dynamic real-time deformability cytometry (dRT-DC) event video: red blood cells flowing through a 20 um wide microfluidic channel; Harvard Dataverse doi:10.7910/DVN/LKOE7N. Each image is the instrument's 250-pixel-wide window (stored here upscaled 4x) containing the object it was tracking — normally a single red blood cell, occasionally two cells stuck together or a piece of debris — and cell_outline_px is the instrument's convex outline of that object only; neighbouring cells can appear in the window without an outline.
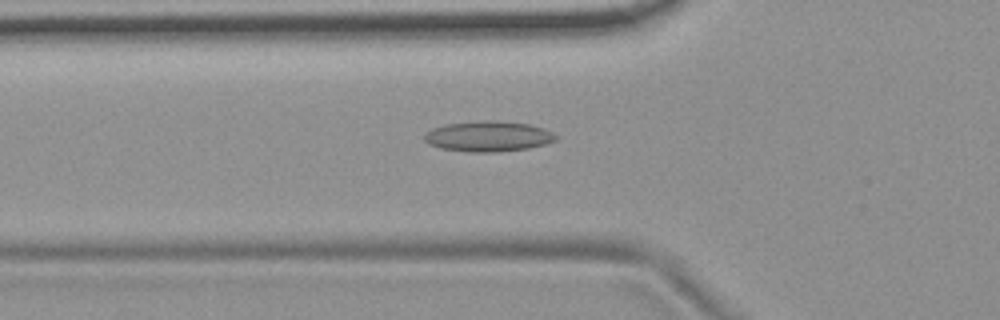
{"species": "common noctule bat (a hibernating species)", "species_latin": "Nyctalus noctula", "temperature_condition": "room temperature", "stored_images_in_passage": 41, "camera_frame_rate_fps": 3000, "um_per_image_px": 0.085, "animal": {"sex": "female", "body_mass_g": 19.9}, "frame": {"image": 1, "passage_image": 6, "time_ms": 1.667, "image_size_px": [1000, 320], "cell_outline_px": [[560, 136], [556, 140], [544, 144], [528, 148], [496, 152], [472, 152], [440, 148], [428, 144], [424, 140], [424, 132], [432, 128], [444, 124], [484, 120], [496, 120], [528, 124], [544, 128]], "centroid_in_image_um": [41.48, 11.58], "position_along_channel_um": 84.3, "area_um2": 23.52}}
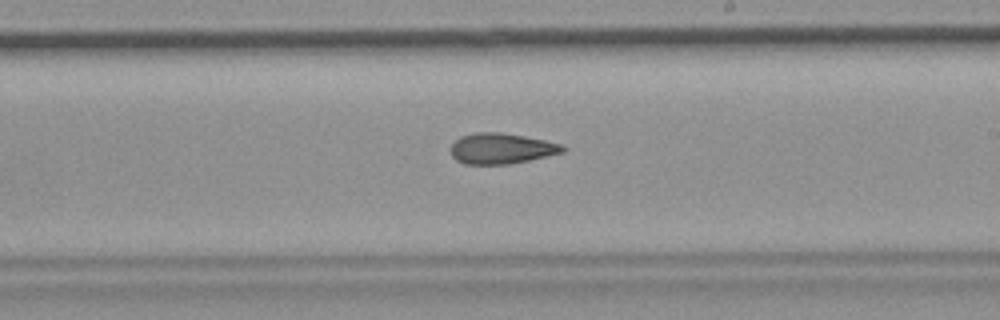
{"frame": {"image": 2, "passage_image": 19, "time_ms": 6.0, "image_size_px": [1000, 320], "cell_outline_px": [[564, 152], [528, 160], [508, 164], [464, 164], [456, 160], [452, 156], [452, 144], [460, 136], [476, 132], [500, 132], [524, 136], [544, 140], [560, 144], [564, 148]], "centroid_in_image_um": [42.58, 12.62], "position_along_channel_um": 246.4, "area_um2": 19.77}}
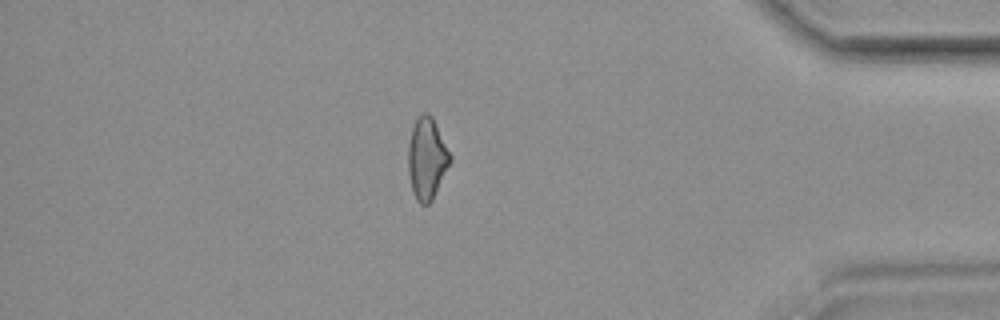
{"frame": {"image": 3, "passage_image": 34, "time_ms": 11.0, "image_size_px": [1000, 320], "cell_outline_px": [[452, 160], [432, 200], [428, 204], [420, 204], [416, 200], [412, 192], [408, 172], [408, 144], [412, 128], [416, 120], [424, 112], [428, 112], [432, 116], [452, 156]], "centroid_in_image_um": [36.28, 13.49], "position_along_channel_um": 398.9, "area_um2": 20.0}, "authors_computed_cell_mechanics": {"area_um2": 20.2878, "velocity_mm_per_s": 3.7346, "shape_relaxation_time_tau1_ms": null, "shape_relaxation_time_tau2_ms": 6.7196, "deformation_change_tau1": null, "deformation_change_tau2": 0.1836}}